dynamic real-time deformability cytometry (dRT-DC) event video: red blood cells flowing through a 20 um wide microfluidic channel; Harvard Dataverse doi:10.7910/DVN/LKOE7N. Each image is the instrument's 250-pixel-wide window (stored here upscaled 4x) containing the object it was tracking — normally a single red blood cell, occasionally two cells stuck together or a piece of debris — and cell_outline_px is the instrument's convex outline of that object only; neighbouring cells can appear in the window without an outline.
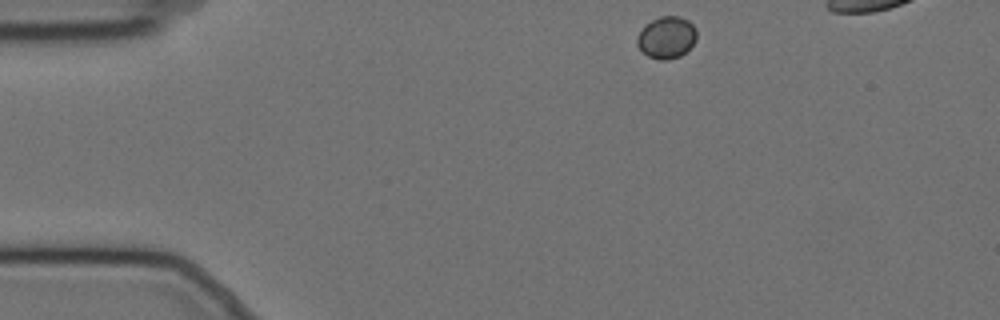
{"species": "Egyptian fruit bat (a non-hibernating species)", "species_latin": "Rousettus aegyptiacus", "temperature_condition": "cold", "stored_images_in_passage": 2, "camera_frame_rate_fps": 3000, "um_per_image_px": 0.085, "animal": {"sex": "female"}, "frame": {"image": 1, "passage_image": 1, "time_ms": 0.0, "image_size_px": [1000, 320], "cell_outline_px": [[696, 40], [680, 56], [668, 60], [660, 60], [648, 56], [636, 44], [636, 36], [644, 24], [660, 16], [680, 16], [688, 20], [696, 28]], "centroid_in_image_um": [56.63, 3.17], "position_along_channel_um": 28.4, "area_um2": 14.62}}